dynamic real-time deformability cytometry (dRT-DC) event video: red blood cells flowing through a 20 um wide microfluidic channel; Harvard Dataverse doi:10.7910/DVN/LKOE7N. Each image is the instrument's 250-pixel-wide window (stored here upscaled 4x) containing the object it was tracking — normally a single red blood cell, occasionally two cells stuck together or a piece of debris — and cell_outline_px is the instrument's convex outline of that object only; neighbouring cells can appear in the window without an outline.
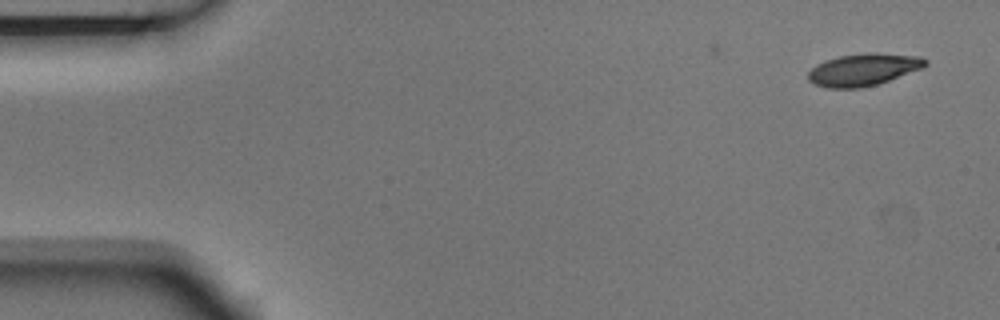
{"species": "Egyptian fruit bat (a non-hibernating species)", "species_latin": "Rousettus aegyptiacus", "temperature_condition": "room temperature", "stored_images_in_passage": 2, "camera_frame_rate_fps": 3000, "um_per_image_px": 0.085, "animal": {"sex": "male"}, "frame": {"image": 1, "passage_image": 2, "time_ms": 0.333, "image_size_px": [1000, 320], "cell_outline_px": [[928, 64], [924, 68], [876, 84], [860, 88], [828, 88], [816, 84], [808, 80], [808, 72], [816, 64], [824, 60], [840, 56], [864, 52], [876, 52], [920, 56], [928, 60]], "centroid_in_image_um": [73.41, 5.9], "position_along_channel_um": 11.6, "area_um2": 22.14}}